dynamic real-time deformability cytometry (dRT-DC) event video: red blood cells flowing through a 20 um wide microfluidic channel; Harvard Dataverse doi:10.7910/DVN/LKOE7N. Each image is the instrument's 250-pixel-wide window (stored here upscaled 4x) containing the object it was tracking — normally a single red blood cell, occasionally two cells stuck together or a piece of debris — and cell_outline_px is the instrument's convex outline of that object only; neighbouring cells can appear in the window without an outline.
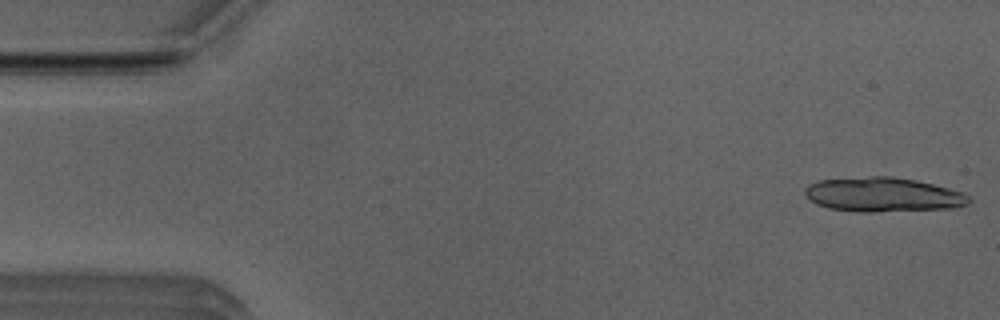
{"species": "Egyptian fruit bat (a non-hibernating species)", "species_latin": "Rousettus aegyptiacus", "temperature_condition": "room temperature", "stored_images_in_passage": 13, "camera_frame_rate_fps": 3000, "um_per_image_px": 0.085, "animal": {"sex": "male"}, "frame": {"image": 1, "passage_image": 1, "time_ms": 0.0, "image_size_px": [1000, 320], "cell_outline_px": [[972, 200], [968, 204], [956, 208], [872, 212], [856, 212], [828, 208], [816, 204], [804, 192], [804, 188], [808, 184], [816, 180], [868, 176], [892, 176], [916, 180], [964, 192]], "centroid_in_image_um": [75.06, 16.54], "position_along_channel_um": 9.9, "area_um2": 33.18}}